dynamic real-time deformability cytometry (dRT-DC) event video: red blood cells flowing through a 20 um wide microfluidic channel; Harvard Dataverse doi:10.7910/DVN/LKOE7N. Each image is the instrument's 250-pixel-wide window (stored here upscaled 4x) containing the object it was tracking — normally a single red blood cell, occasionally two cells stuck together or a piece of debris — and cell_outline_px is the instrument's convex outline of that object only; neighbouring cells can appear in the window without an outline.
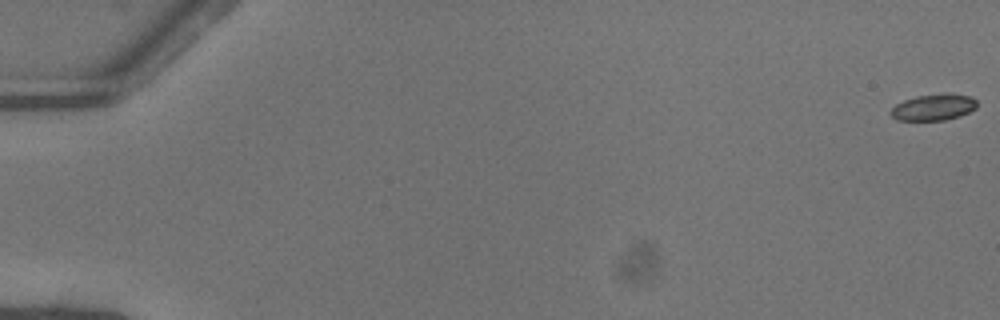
{"species": "common noctule bat (a hibernating species)", "species_latin": "Nyctalus noctula", "temperature_condition": "warm", "stored_images_in_passage": 53, "camera_frame_rate_fps": 3000, "um_per_image_px": 0.085, "animal": {"sex": "female"}, "frame": {"image": 1, "passage_image": 1, "time_ms": 0.0, "image_size_px": [1000, 320], "cell_outline_px": [[976, 108], [960, 116], [944, 120], [896, 120], [888, 112], [896, 104], [904, 100], [916, 96], [944, 92], [948, 92], [972, 96], [976, 100]], "centroid_in_image_um": [79.36, 9.09], "position_along_channel_um": 5.6, "area_um2": 13.47}}
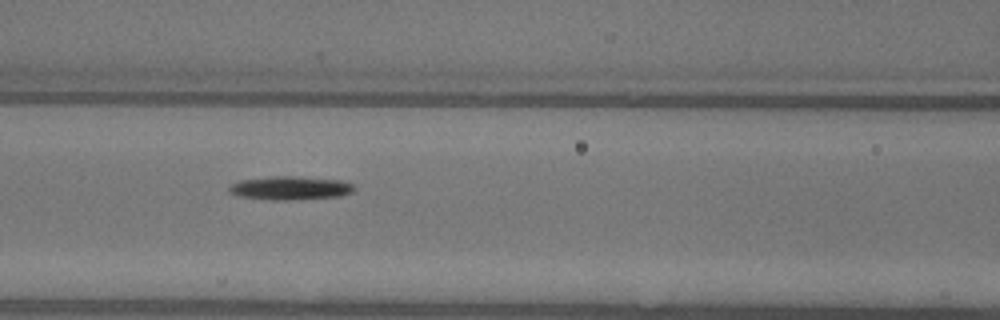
{"frame": {"image": 2, "passage_image": 25, "time_ms": 8.0, "image_size_px": [1000, 320], "cell_outline_px": [[356, 188], [352, 192], [340, 196], [288, 200], [272, 200], [236, 196], [228, 192], [228, 184], [240, 180], [268, 176], [296, 176], [344, 180], [352, 184]], "centroid_in_image_um": [24.62, 15.97], "position_along_channel_um": 142.0, "area_um2": 17.51}}
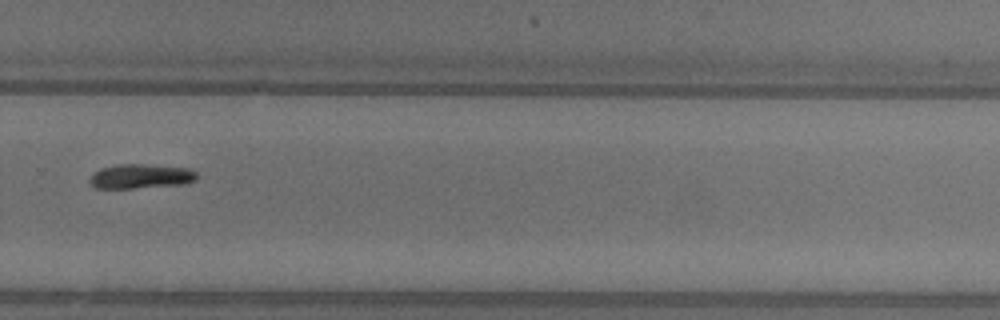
{"frame": {"image": 3, "passage_image": 38, "time_ms": 12.333, "image_size_px": [1000, 320], "cell_outline_px": [[196, 180], [184, 184], [132, 188], [96, 188], [88, 180], [100, 168], [116, 164], [144, 164], [188, 168], [196, 172]], "centroid_in_image_um": [11.97, 14.98], "position_along_channel_um": 317.8, "area_um2": 15.14}, "authors_computed_cell_mechanics": {"area_um2": 14.9702, "velocity_mm_per_s": 4.0749, "shape_relaxation_time_tau1_ms": 2.7463, "shape_relaxation_time_tau2_ms": null, "deformation_change_tau1": 0.1254, "deformation_change_tau2": null}}